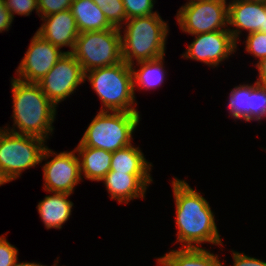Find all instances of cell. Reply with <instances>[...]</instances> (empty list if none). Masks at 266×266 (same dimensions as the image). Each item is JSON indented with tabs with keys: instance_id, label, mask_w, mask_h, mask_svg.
I'll list each match as a JSON object with an SVG mask.
<instances>
[{
	"instance_id": "cell-1",
	"label": "cell",
	"mask_w": 266,
	"mask_h": 266,
	"mask_svg": "<svg viewBox=\"0 0 266 266\" xmlns=\"http://www.w3.org/2000/svg\"><path fill=\"white\" fill-rule=\"evenodd\" d=\"M171 184L180 248H202L206 243L223 246L209 202L185 180L174 177Z\"/></svg>"
},
{
	"instance_id": "cell-12",
	"label": "cell",
	"mask_w": 266,
	"mask_h": 266,
	"mask_svg": "<svg viewBox=\"0 0 266 266\" xmlns=\"http://www.w3.org/2000/svg\"><path fill=\"white\" fill-rule=\"evenodd\" d=\"M16 69V79L38 83L66 53L35 32Z\"/></svg>"
},
{
	"instance_id": "cell-16",
	"label": "cell",
	"mask_w": 266,
	"mask_h": 266,
	"mask_svg": "<svg viewBox=\"0 0 266 266\" xmlns=\"http://www.w3.org/2000/svg\"><path fill=\"white\" fill-rule=\"evenodd\" d=\"M51 194L39 201L37 210L45 228L62 229L72 214L74 205L68 199L72 194L58 192H51Z\"/></svg>"
},
{
	"instance_id": "cell-3",
	"label": "cell",
	"mask_w": 266,
	"mask_h": 266,
	"mask_svg": "<svg viewBox=\"0 0 266 266\" xmlns=\"http://www.w3.org/2000/svg\"><path fill=\"white\" fill-rule=\"evenodd\" d=\"M119 31L123 61L128 65L165 56L169 25L159 13L127 19Z\"/></svg>"
},
{
	"instance_id": "cell-25",
	"label": "cell",
	"mask_w": 266,
	"mask_h": 266,
	"mask_svg": "<svg viewBox=\"0 0 266 266\" xmlns=\"http://www.w3.org/2000/svg\"><path fill=\"white\" fill-rule=\"evenodd\" d=\"M127 19L158 13L153 11L156 0H122Z\"/></svg>"
},
{
	"instance_id": "cell-13",
	"label": "cell",
	"mask_w": 266,
	"mask_h": 266,
	"mask_svg": "<svg viewBox=\"0 0 266 266\" xmlns=\"http://www.w3.org/2000/svg\"><path fill=\"white\" fill-rule=\"evenodd\" d=\"M266 2L229 0L228 30L238 44L242 31L254 33L264 32Z\"/></svg>"
},
{
	"instance_id": "cell-10",
	"label": "cell",
	"mask_w": 266,
	"mask_h": 266,
	"mask_svg": "<svg viewBox=\"0 0 266 266\" xmlns=\"http://www.w3.org/2000/svg\"><path fill=\"white\" fill-rule=\"evenodd\" d=\"M85 83L81 64L71 53L64 55L54 67L38 82L42 92L58 107V103L74 94Z\"/></svg>"
},
{
	"instance_id": "cell-34",
	"label": "cell",
	"mask_w": 266,
	"mask_h": 266,
	"mask_svg": "<svg viewBox=\"0 0 266 266\" xmlns=\"http://www.w3.org/2000/svg\"><path fill=\"white\" fill-rule=\"evenodd\" d=\"M6 183H8V182L3 178V176L0 173V186H3Z\"/></svg>"
},
{
	"instance_id": "cell-33",
	"label": "cell",
	"mask_w": 266,
	"mask_h": 266,
	"mask_svg": "<svg viewBox=\"0 0 266 266\" xmlns=\"http://www.w3.org/2000/svg\"><path fill=\"white\" fill-rule=\"evenodd\" d=\"M57 260L55 261V263L52 265V266H56L58 263H59V260H58V258H56ZM19 261L17 260L12 266H47V265H43V264H41V263H36V262H24V261H22V262H19Z\"/></svg>"
},
{
	"instance_id": "cell-36",
	"label": "cell",
	"mask_w": 266,
	"mask_h": 266,
	"mask_svg": "<svg viewBox=\"0 0 266 266\" xmlns=\"http://www.w3.org/2000/svg\"><path fill=\"white\" fill-rule=\"evenodd\" d=\"M241 1H256V2H266V0H241Z\"/></svg>"
},
{
	"instance_id": "cell-24",
	"label": "cell",
	"mask_w": 266,
	"mask_h": 266,
	"mask_svg": "<svg viewBox=\"0 0 266 266\" xmlns=\"http://www.w3.org/2000/svg\"><path fill=\"white\" fill-rule=\"evenodd\" d=\"M266 119V86L251 84L250 122Z\"/></svg>"
},
{
	"instance_id": "cell-5",
	"label": "cell",
	"mask_w": 266,
	"mask_h": 266,
	"mask_svg": "<svg viewBox=\"0 0 266 266\" xmlns=\"http://www.w3.org/2000/svg\"><path fill=\"white\" fill-rule=\"evenodd\" d=\"M140 113L100 111L91 120L80 143L115 152L133 144V133L140 123Z\"/></svg>"
},
{
	"instance_id": "cell-38",
	"label": "cell",
	"mask_w": 266,
	"mask_h": 266,
	"mask_svg": "<svg viewBox=\"0 0 266 266\" xmlns=\"http://www.w3.org/2000/svg\"><path fill=\"white\" fill-rule=\"evenodd\" d=\"M264 33H266V16H265V21H264Z\"/></svg>"
},
{
	"instance_id": "cell-37",
	"label": "cell",
	"mask_w": 266,
	"mask_h": 266,
	"mask_svg": "<svg viewBox=\"0 0 266 266\" xmlns=\"http://www.w3.org/2000/svg\"><path fill=\"white\" fill-rule=\"evenodd\" d=\"M156 261H157V265L158 266H165L163 263H161L157 258H156Z\"/></svg>"
},
{
	"instance_id": "cell-20",
	"label": "cell",
	"mask_w": 266,
	"mask_h": 266,
	"mask_svg": "<svg viewBox=\"0 0 266 266\" xmlns=\"http://www.w3.org/2000/svg\"><path fill=\"white\" fill-rule=\"evenodd\" d=\"M165 56L154 60L141 61L131 65L133 74V90L134 94L137 90H153L159 88L165 81ZM137 69L135 68L136 66ZM140 66V67H139Z\"/></svg>"
},
{
	"instance_id": "cell-23",
	"label": "cell",
	"mask_w": 266,
	"mask_h": 266,
	"mask_svg": "<svg viewBox=\"0 0 266 266\" xmlns=\"http://www.w3.org/2000/svg\"><path fill=\"white\" fill-rule=\"evenodd\" d=\"M102 10L108 22L116 28H120L126 21V11L122 0H93Z\"/></svg>"
},
{
	"instance_id": "cell-11",
	"label": "cell",
	"mask_w": 266,
	"mask_h": 266,
	"mask_svg": "<svg viewBox=\"0 0 266 266\" xmlns=\"http://www.w3.org/2000/svg\"><path fill=\"white\" fill-rule=\"evenodd\" d=\"M181 58L202 62L215 68L236 53L238 45L229 30L195 34Z\"/></svg>"
},
{
	"instance_id": "cell-21",
	"label": "cell",
	"mask_w": 266,
	"mask_h": 266,
	"mask_svg": "<svg viewBox=\"0 0 266 266\" xmlns=\"http://www.w3.org/2000/svg\"><path fill=\"white\" fill-rule=\"evenodd\" d=\"M153 165L140 147L129 145L113 152L110 171L125 174H151Z\"/></svg>"
},
{
	"instance_id": "cell-22",
	"label": "cell",
	"mask_w": 266,
	"mask_h": 266,
	"mask_svg": "<svg viewBox=\"0 0 266 266\" xmlns=\"http://www.w3.org/2000/svg\"><path fill=\"white\" fill-rule=\"evenodd\" d=\"M227 108L234 121L250 122L251 83L239 84L230 90Z\"/></svg>"
},
{
	"instance_id": "cell-8",
	"label": "cell",
	"mask_w": 266,
	"mask_h": 266,
	"mask_svg": "<svg viewBox=\"0 0 266 266\" xmlns=\"http://www.w3.org/2000/svg\"><path fill=\"white\" fill-rule=\"evenodd\" d=\"M175 17L180 30L191 36L228 30V0H187Z\"/></svg>"
},
{
	"instance_id": "cell-14",
	"label": "cell",
	"mask_w": 266,
	"mask_h": 266,
	"mask_svg": "<svg viewBox=\"0 0 266 266\" xmlns=\"http://www.w3.org/2000/svg\"><path fill=\"white\" fill-rule=\"evenodd\" d=\"M101 181L112 200L127 205L133 199H145L146 191L153 179L151 174H125L109 171Z\"/></svg>"
},
{
	"instance_id": "cell-28",
	"label": "cell",
	"mask_w": 266,
	"mask_h": 266,
	"mask_svg": "<svg viewBox=\"0 0 266 266\" xmlns=\"http://www.w3.org/2000/svg\"><path fill=\"white\" fill-rule=\"evenodd\" d=\"M73 0H38L39 17L69 10Z\"/></svg>"
},
{
	"instance_id": "cell-2",
	"label": "cell",
	"mask_w": 266,
	"mask_h": 266,
	"mask_svg": "<svg viewBox=\"0 0 266 266\" xmlns=\"http://www.w3.org/2000/svg\"><path fill=\"white\" fill-rule=\"evenodd\" d=\"M13 99L12 123L3 129L15 134L29 135L45 141L54 132L57 108L42 92L38 83L11 78Z\"/></svg>"
},
{
	"instance_id": "cell-27",
	"label": "cell",
	"mask_w": 266,
	"mask_h": 266,
	"mask_svg": "<svg viewBox=\"0 0 266 266\" xmlns=\"http://www.w3.org/2000/svg\"><path fill=\"white\" fill-rule=\"evenodd\" d=\"M5 7L14 20L15 14L29 16L35 10L39 16L38 0H5Z\"/></svg>"
},
{
	"instance_id": "cell-18",
	"label": "cell",
	"mask_w": 266,
	"mask_h": 266,
	"mask_svg": "<svg viewBox=\"0 0 266 266\" xmlns=\"http://www.w3.org/2000/svg\"><path fill=\"white\" fill-rule=\"evenodd\" d=\"M157 259L165 266H224L219 255L204 247L171 249Z\"/></svg>"
},
{
	"instance_id": "cell-32",
	"label": "cell",
	"mask_w": 266,
	"mask_h": 266,
	"mask_svg": "<svg viewBox=\"0 0 266 266\" xmlns=\"http://www.w3.org/2000/svg\"><path fill=\"white\" fill-rule=\"evenodd\" d=\"M255 67L258 70V78L256 79V82L259 85L266 86V57L257 61Z\"/></svg>"
},
{
	"instance_id": "cell-19",
	"label": "cell",
	"mask_w": 266,
	"mask_h": 266,
	"mask_svg": "<svg viewBox=\"0 0 266 266\" xmlns=\"http://www.w3.org/2000/svg\"><path fill=\"white\" fill-rule=\"evenodd\" d=\"M70 10L79 33L114 28L93 0H73Z\"/></svg>"
},
{
	"instance_id": "cell-7",
	"label": "cell",
	"mask_w": 266,
	"mask_h": 266,
	"mask_svg": "<svg viewBox=\"0 0 266 266\" xmlns=\"http://www.w3.org/2000/svg\"><path fill=\"white\" fill-rule=\"evenodd\" d=\"M71 54L83 72L117 65L123 61L119 28L79 33Z\"/></svg>"
},
{
	"instance_id": "cell-35",
	"label": "cell",
	"mask_w": 266,
	"mask_h": 266,
	"mask_svg": "<svg viewBox=\"0 0 266 266\" xmlns=\"http://www.w3.org/2000/svg\"><path fill=\"white\" fill-rule=\"evenodd\" d=\"M5 0H0V9H5Z\"/></svg>"
},
{
	"instance_id": "cell-15",
	"label": "cell",
	"mask_w": 266,
	"mask_h": 266,
	"mask_svg": "<svg viewBox=\"0 0 266 266\" xmlns=\"http://www.w3.org/2000/svg\"><path fill=\"white\" fill-rule=\"evenodd\" d=\"M40 19L44 22L36 33L60 49L69 47L71 50L69 49L66 53H71L79 35L71 10L61 11Z\"/></svg>"
},
{
	"instance_id": "cell-30",
	"label": "cell",
	"mask_w": 266,
	"mask_h": 266,
	"mask_svg": "<svg viewBox=\"0 0 266 266\" xmlns=\"http://www.w3.org/2000/svg\"><path fill=\"white\" fill-rule=\"evenodd\" d=\"M233 266H266V262L232 250Z\"/></svg>"
},
{
	"instance_id": "cell-17",
	"label": "cell",
	"mask_w": 266,
	"mask_h": 266,
	"mask_svg": "<svg viewBox=\"0 0 266 266\" xmlns=\"http://www.w3.org/2000/svg\"><path fill=\"white\" fill-rule=\"evenodd\" d=\"M80 160L81 178L99 182L110 171L112 152L82 145L75 148Z\"/></svg>"
},
{
	"instance_id": "cell-26",
	"label": "cell",
	"mask_w": 266,
	"mask_h": 266,
	"mask_svg": "<svg viewBox=\"0 0 266 266\" xmlns=\"http://www.w3.org/2000/svg\"><path fill=\"white\" fill-rule=\"evenodd\" d=\"M245 43V51L253 55L256 59L261 60L266 57V33L256 31L247 34Z\"/></svg>"
},
{
	"instance_id": "cell-31",
	"label": "cell",
	"mask_w": 266,
	"mask_h": 266,
	"mask_svg": "<svg viewBox=\"0 0 266 266\" xmlns=\"http://www.w3.org/2000/svg\"><path fill=\"white\" fill-rule=\"evenodd\" d=\"M13 21L14 20L12 19V16L7 8L0 9V33L3 31H9Z\"/></svg>"
},
{
	"instance_id": "cell-4",
	"label": "cell",
	"mask_w": 266,
	"mask_h": 266,
	"mask_svg": "<svg viewBox=\"0 0 266 266\" xmlns=\"http://www.w3.org/2000/svg\"><path fill=\"white\" fill-rule=\"evenodd\" d=\"M86 80L101 100L100 111L140 113L136 107L131 66L122 61L117 65L92 69Z\"/></svg>"
},
{
	"instance_id": "cell-9",
	"label": "cell",
	"mask_w": 266,
	"mask_h": 266,
	"mask_svg": "<svg viewBox=\"0 0 266 266\" xmlns=\"http://www.w3.org/2000/svg\"><path fill=\"white\" fill-rule=\"evenodd\" d=\"M51 158L48 161V158ZM43 164L44 190L46 192H58L73 194L75 186L81 181L80 160L76 150L54 152L48 146L45 148L41 163Z\"/></svg>"
},
{
	"instance_id": "cell-29",
	"label": "cell",
	"mask_w": 266,
	"mask_h": 266,
	"mask_svg": "<svg viewBox=\"0 0 266 266\" xmlns=\"http://www.w3.org/2000/svg\"><path fill=\"white\" fill-rule=\"evenodd\" d=\"M18 249L5 236H0V266H12L18 259Z\"/></svg>"
},
{
	"instance_id": "cell-6",
	"label": "cell",
	"mask_w": 266,
	"mask_h": 266,
	"mask_svg": "<svg viewBox=\"0 0 266 266\" xmlns=\"http://www.w3.org/2000/svg\"><path fill=\"white\" fill-rule=\"evenodd\" d=\"M47 141L15 134L0 127V173L9 183L27 169L41 164Z\"/></svg>"
}]
</instances>
